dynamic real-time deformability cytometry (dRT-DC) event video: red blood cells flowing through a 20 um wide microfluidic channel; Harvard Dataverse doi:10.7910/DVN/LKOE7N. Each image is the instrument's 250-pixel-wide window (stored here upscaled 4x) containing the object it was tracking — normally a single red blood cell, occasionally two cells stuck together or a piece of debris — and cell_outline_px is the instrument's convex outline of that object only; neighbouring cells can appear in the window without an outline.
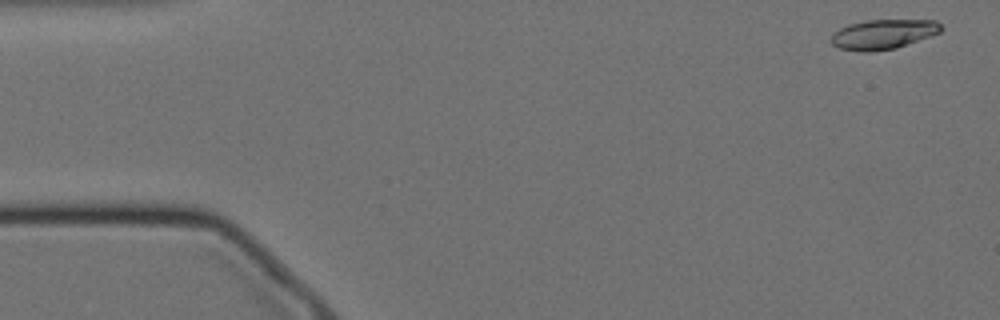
{"species": "Egyptian fruit bat (a non-hibernating species)", "species_latin": "Rousettus aegyptiacus", "temperature_condition": "cold", "stored_images_in_passage": 56, "camera_frame_rate_fps": 3000, "um_per_image_px": 0.085, "animal": {"sex": "female"}, "frame": {"image": 1, "passage_image": 1, "time_ms": 0.0, "image_size_px": [1000, 320], "cell_outline_px": [[944, 28], [940, 32], [896, 48], [868, 52], [860, 52], [840, 48], [832, 44], [832, 36], [840, 28], [848, 24], [868, 20], [936, 20]], "centroid_in_image_um": [75.08, 2.91], "position_along_channel_um": 9.9, "area_um2": 18.84}}
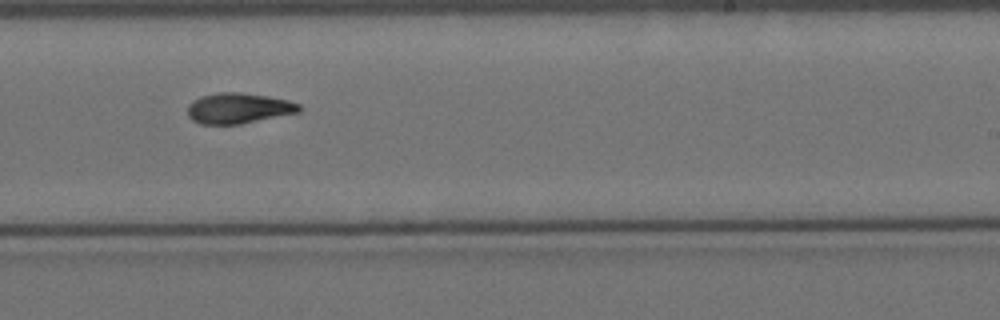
{"frame": {"image": 2, "passage_image": 33, "time_ms": 10.667, "image_size_px": [1000, 320], "cell_outline_px": [[300, 112], [240, 124], [200, 124], [192, 120], [188, 116], [188, 104], [192, 100], [200, 96], [220, 92], [240, 92], [268, 96], [288, 100], [300, 104]], "centroid_in_image_um": [20.25, 9.19], "position_along_channel_um": 268.8, "area_um2": 19.94}}
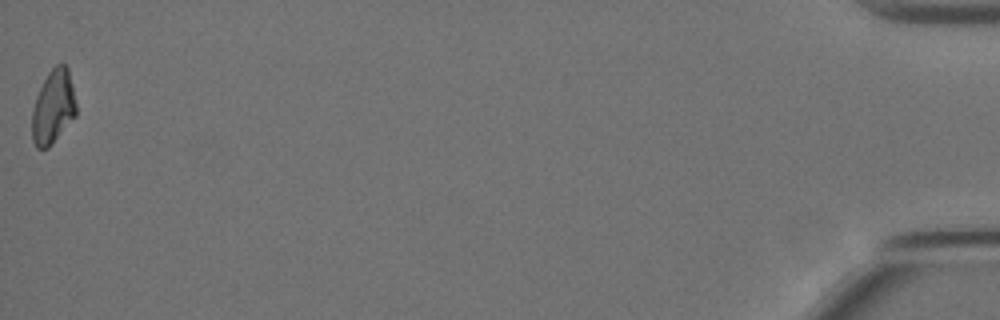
{"frame": {"image": 3, "passage_image": 56, "time_ms": 18.333, "image_size_px": [1000, 320], "cell_outline_px": [[76, 116], [52, 144], [48, 148], [36, 148], [32, 140], [32, 112], [36, 96], [48, 72], [56, 64], [64, 64], [68, 68], [72, 84], [76, 104]], "centroid_in_image_um": [4.52, 9.1], "position_along_channel_um": 430.7, "area_um2": 19.02}, "authors_computed_cell_mechanics": {"area_um2": 19.4497, "velocity_mm_per_s": 3.4748, "shape_relaxation_time_tau1_ms": 9.8005, "shape_relaxation_time_tau2_ms": 5.3525, "deformation_change_tau1": 0.2084, "deformation_change_tau2": 0.1056}}